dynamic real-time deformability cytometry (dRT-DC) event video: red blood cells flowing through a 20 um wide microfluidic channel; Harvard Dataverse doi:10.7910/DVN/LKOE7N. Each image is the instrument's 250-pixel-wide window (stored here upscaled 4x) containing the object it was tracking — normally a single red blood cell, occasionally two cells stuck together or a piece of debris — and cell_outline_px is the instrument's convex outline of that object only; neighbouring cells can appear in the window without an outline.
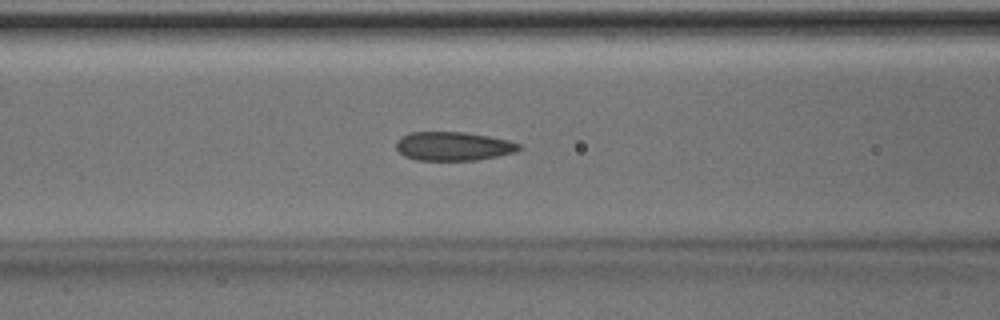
{"species": "Egyptian fruit bat (a non-hibernating species)", "species_latin": "Rousettus aegyptiacus", "temperature_condition": "room temperature", "stored_images_in_passage": 40, "camera_frame_rate_fps": 3000, "um_per_image_px": 0.085, "animal": {"sex": "male"}, "frame": {"image": 1, "passage_image": 20, "time_ms": 6.333, "image_size_px": [1000, 320], "cell_outline_px": [[524, 148], [516, 152], [476, 160], [416, 160], [404, 156], [396, 148], [396, 140], [400, 136], [408, 132], [464, 132], [488, 136], [508, 140], [520, 144]], "centroid_in_image_um": [38.52, 12.42], "position_along_channel_um": 128.1, "area_um2": 20.75}}
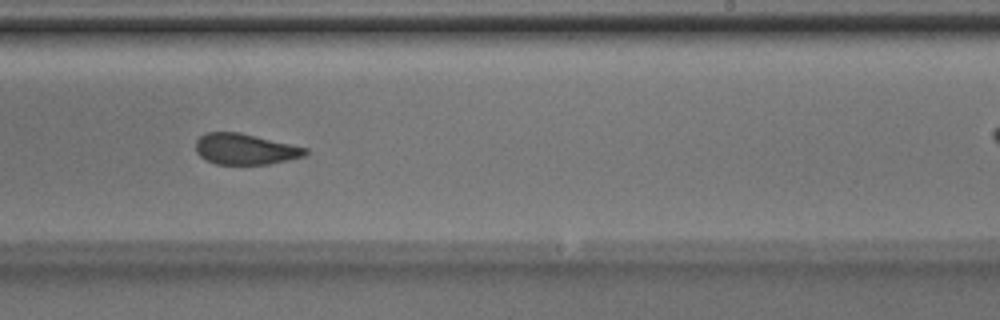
{"frame": {"image": 2, "passage_image": 30, "time_ms": 9.667, "image_size_px": [1000, 320], "cell_outline_px": [[308, 152], [304, 156], [288, 160], [268, 164], [216, 164], [204, 160], [196, 152], [196, 140], [204, 132], [240, 132], [308, 148]], "centroid_in_image_um": [20.81, 12.67], "position_along_channel_um": 268.2, "area_um2": 19.83}}
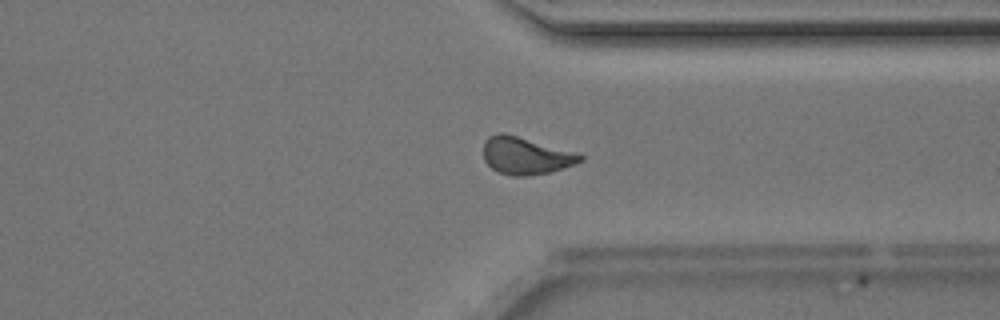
{"frame": {"image": 3, "passage_image": 37, "time_ms": 12.0, "image_size_px": [1000, 320], "cell_outline_px": [[584, 160], [576, 164], [552, 172], [528, 176], [512, 176], [496, 172], [484, 160], [484, 140], [488, 136], [500, 132], [504, 132], [584, 156]], "centroid_in_image_um": [44.64, 13.26], "position_along_channel_um": 366.8, "area_um2": 20.87}}